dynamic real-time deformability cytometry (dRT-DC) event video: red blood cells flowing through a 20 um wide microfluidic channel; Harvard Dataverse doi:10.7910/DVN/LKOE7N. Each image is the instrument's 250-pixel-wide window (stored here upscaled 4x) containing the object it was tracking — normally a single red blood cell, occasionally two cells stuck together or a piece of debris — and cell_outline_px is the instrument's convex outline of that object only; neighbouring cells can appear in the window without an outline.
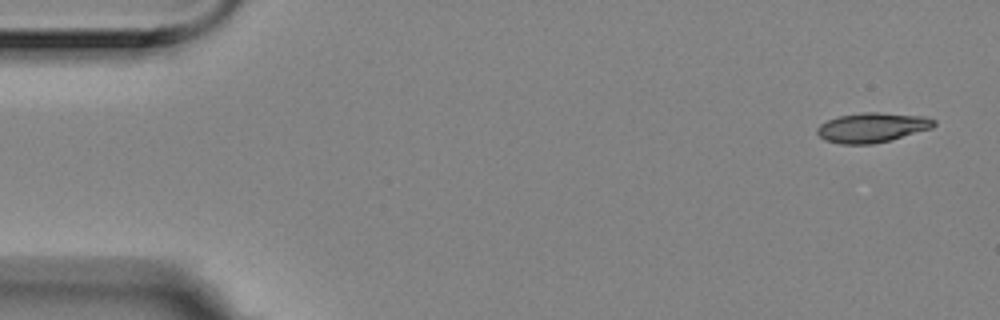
{"species": "Egyptian fruit bat (a non-hibernating species)", "species_latin": "Rousettus aegyptiacus", "temperature_condition": "room temperature", "stored_images_in_passage": 6, "camera_frame_rate_fps": 3000, "um_per_image_px": 0.085, "animal": {"sex": "female"}, "frame": {"image": 1, "passage_image": 1, "time_ms": 0.0, "image_size_px": [1000, 320], "cell_outline_px": [[936, 124], [932, 128], [888, 140], [872, 144], [840, 144], [824, 140], [816, 132], [816, 128], [820, 124], [828, 120], [840, 116], [864, 112], [876, 112], [924, 116], [936, 120]], "centroid_in_image_um": [74.11, 10.84], "position_along_channel_um": 10.9, "area_um2": 20.06}}
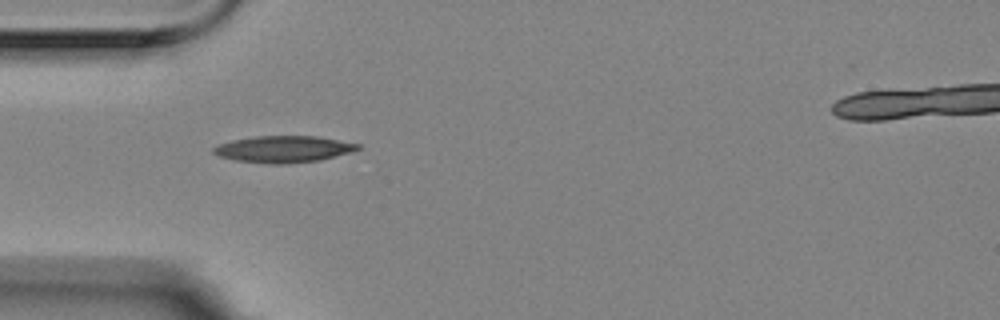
{"frame": {"image": 2, "passage_image": 5, "time_ms": 1.333, "image_size_px": [1000, 320], "cell_outline_px": [[360, 148], [352, 152], [320, 160], [288, 164], [272, 164], [236, 160], [216, 156], [212, 152], [212, 148], [220, 144], [232, 140], [256, 136], [316, 136], [360, 144]], "centroid_in_image_um": [24.09, 12.68], "position_along_channel_um": 60.9, "area_um2": 22.43}}
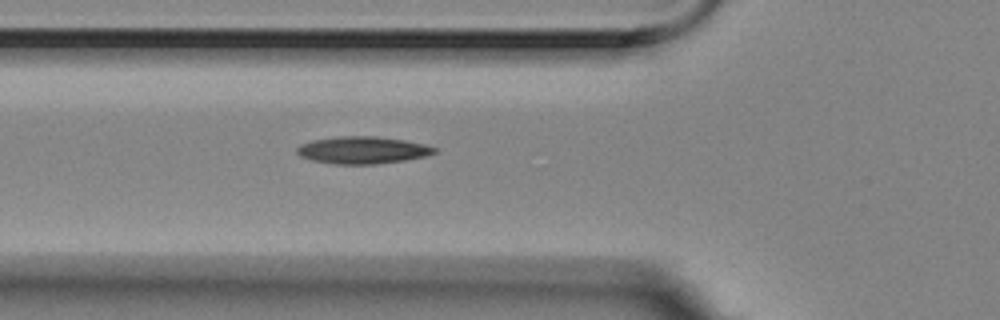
{"frame": {"image": 3, "passage_image": 6, "time_ms": 1.667, "image_size_px": [1000, 320], "cell_outline_px": [[436, 152], [428, 156], [404, 160], [376, 164], [336, 164], [312, 160], [300, 156], [296, 152], [296, 148], [300, 144], [312, 140], [336, 136], [376, 136], [404, 140], [424, 144], [436, 148]], "centroid_in_image_um": [30.8, 12.75], "position_along_channel_um": 95.0, "area_um2": 21.85}}